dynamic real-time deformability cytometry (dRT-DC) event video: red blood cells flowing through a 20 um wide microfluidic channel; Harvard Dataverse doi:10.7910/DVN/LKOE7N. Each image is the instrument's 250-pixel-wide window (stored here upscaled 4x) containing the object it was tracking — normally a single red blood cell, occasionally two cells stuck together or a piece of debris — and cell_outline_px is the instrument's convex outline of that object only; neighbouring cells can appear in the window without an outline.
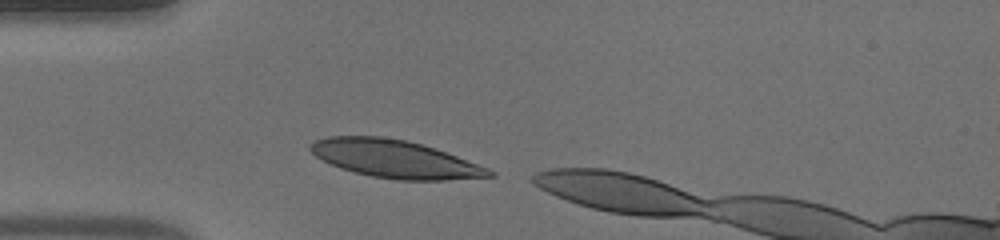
{"species": "human", "species_latin": "Homo sapiens", "temperature_condition": "warm", "stored_images_in_passage": 6, "camera_frame_rate_fps": 3000, "um_per_image_px": 0.085, "donor": {"sex": "male"}, "frame": {"image": 1, "passage_image": 1, "time_ms": 0.0, "image_size_px": [1000, 240], "cell_outline_px": [[496, 176], [444, 180], [396, 180], [372, 176], [340, 168], [316, 156], [308, 148], [308, 144], [316, 140], [328, 136], [380, 136], [408, 140], [456, 156], [488, 168], [496, 172]], "centroid_in_image_um": [33.55, 13.51], "position_along_channel_um": 51.4, "area_um2": 39.02}}